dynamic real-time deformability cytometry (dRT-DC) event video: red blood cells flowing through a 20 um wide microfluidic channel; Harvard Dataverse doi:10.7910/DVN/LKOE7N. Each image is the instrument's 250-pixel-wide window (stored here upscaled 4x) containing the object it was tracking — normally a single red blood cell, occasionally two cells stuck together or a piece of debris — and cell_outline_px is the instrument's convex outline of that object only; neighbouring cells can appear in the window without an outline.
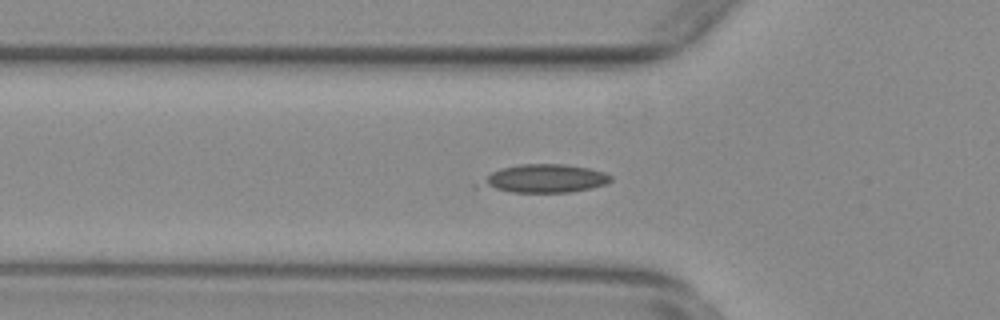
{"species": "common noctule bat (a hibernating species)", "species_latin": "Nyctalus noctula", "temperature_condition": "warm", "stored_images_in_passage": 47, "camera_frame_rate_fps": 3000, "um_per_image_px": 0.085, "animal": {"sex": "female", "body_mass_g": 29.2, "forearm_length_mm": 56.3}, "frame": {"image": 1, "passage_image": 11, "time_ms": 3.333, "image_size_px": [1000, 320], "cell_outline_px": [[612, 180], [604, 184], [592, 188], [572, 192], [512, 192], [472, 188], [472, 184], [492, 172], [504, 168], [520, 164], [564, 164], [588, 168], [604, 172], [612, 176]], "centroid_in_image_um": [46.14, 15.2], "position_along_channel_um": 79.7, "area_um2": 21.96}}
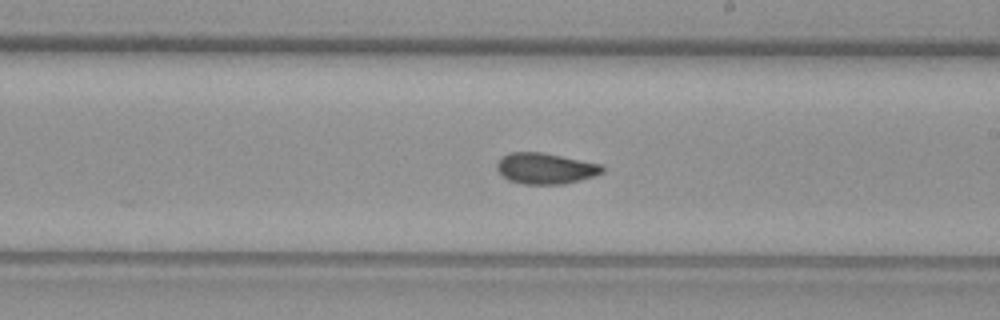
{"frame": {"image": 2, "passage_image": 24, "time_ms": 7.667, "image_size_px": [1000, 320], "cell_outline_px": [[604, 172], [580, 180], [564, 184], [524, 184], [508, 180], [496, 168], [496, 164], [500, 156], [508, 152], [544, 152], [604, 164]], "centroid_in_image_um": [46.37, 14.3], "position_along_channel_um": 242.6, "area_um2": 19.31}}
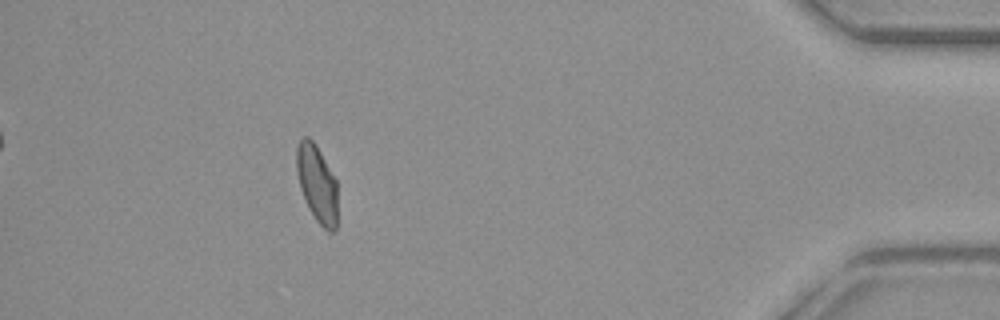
{"frame": {"image": 3, "passage_image": 42, "time_ms": 13.667, "image_size_px": [1000, 320], "cell_outline_px": [[336, 228], [332, 232], [328, 232], [316, 220], [308, 208], [300, 188], [296, 172], [296, 148], [300, 140], [304, 136], [308, 136], [316, 144], [336, 180]], "centroid_in_image_um": [26.92, 15.59], "position_along_channel_um": 408.3, "area_um2": 18.38}, "authors_computed_cell_mechanics": {"area_um2": 19.074, "velocity_mm_per_s": 3.7577, "shape_relaxation_time_tau1_ms": 8.1293, "shape_relaxation_time_tau2_ms": 2.1396, "deformation_change_tau1": 0.199, "deformation_change_tau2": 0.0492}}